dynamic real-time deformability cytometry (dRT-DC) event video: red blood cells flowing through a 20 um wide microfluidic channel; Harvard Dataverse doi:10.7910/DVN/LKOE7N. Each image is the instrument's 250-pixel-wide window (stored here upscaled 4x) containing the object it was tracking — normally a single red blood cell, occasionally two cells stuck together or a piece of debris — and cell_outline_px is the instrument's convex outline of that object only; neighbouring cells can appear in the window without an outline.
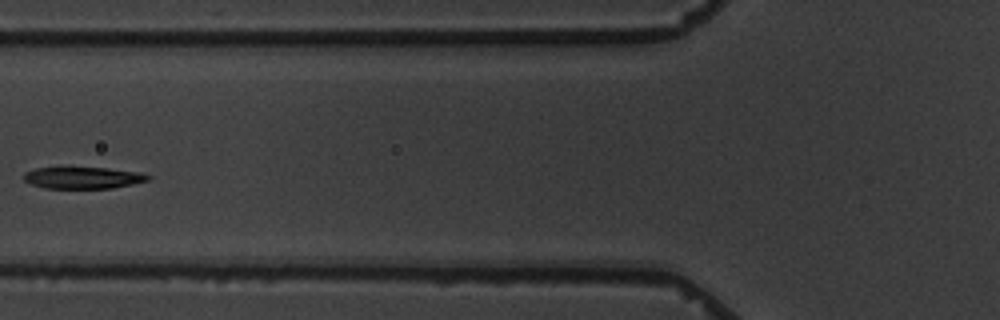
{"species": "common noctule bat (a hibernating species)", "species_latin": "Nyctalus noctula", "temperature_condition": "warm", "stored_images_in_passage": 9, "camera_frame_rate_fps": 3000, "um_per_image_px": 0.085, "animal": {"sex": "male", "body_mass_g": 19.5, "forearm_length_mm": 54.6}, "frame": {"image": 1, "passage_image": 6, "time_ms": 6.0, "image_size_px": [1000, 320], "cell_outline_px": [[152, 180], [112, 188], [44, 188], [32, 184], [24, 180], [24, 172], [36, 168], [60, 164], [108, 168], [136, 172], [152, 176]], "centroid_in_image_um": [7.0, 15.06], "position_along_channel_um": 118.8, "area_um2": 16.59}}
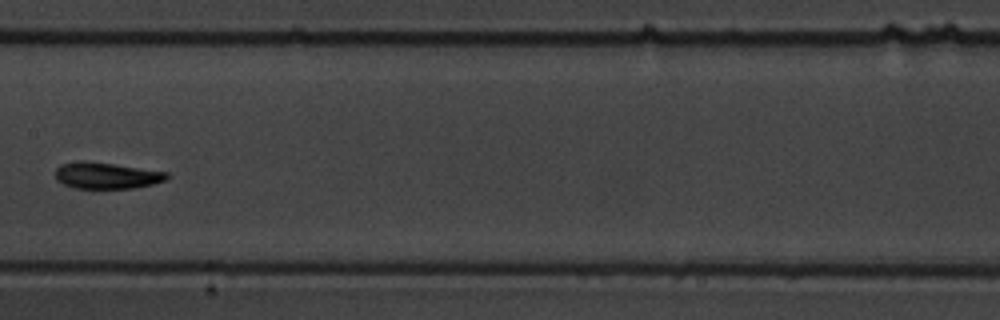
{"frame": {"image": 2, "passage_image": 8, "time_ms": 8.333, "image_size_px": [1000, 320], "cell_outline_px": [[168, 176], [164, 180], [152, 184], [132, 188], [72, 188], [56, 180], [56, 168], [60, 164], [80, 160], [112, 164], [168, 172]], "centroid_in_image_um": [9.0, 14.92], "position_along_channel_um": 198.4, "area_um2": 16.94}}
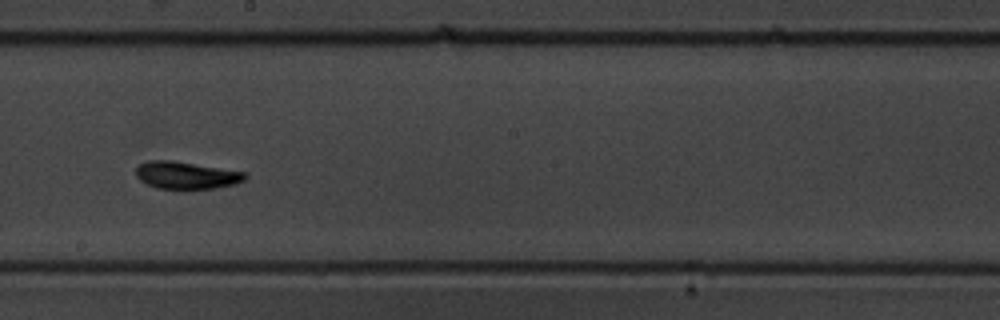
{"frame": {"image": 3, "passage_image": 9, "time_ms": 9.333, "image_size_px": [1000, 320], "cell_outline_px": [[248, 176], [244, 180], [232, 184], [212, 188], [156, 188], [140, 180], [136, 176], [136, 168], [140, 164], [148, 160], [172, 160], [244, 172]], "centroid_in_image_um": [15.79, 14.88], "position_along_channel_um": 232.4, "area_um2": 16.99}}